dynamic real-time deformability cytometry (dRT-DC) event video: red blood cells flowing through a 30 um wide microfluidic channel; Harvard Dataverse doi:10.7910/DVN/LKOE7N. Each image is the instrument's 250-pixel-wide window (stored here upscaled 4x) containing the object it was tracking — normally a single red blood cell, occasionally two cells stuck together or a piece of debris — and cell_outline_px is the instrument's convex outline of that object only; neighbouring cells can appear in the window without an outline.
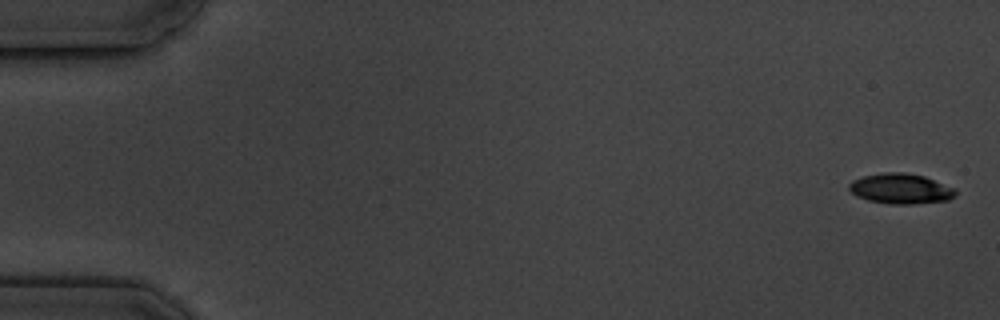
{"species": "common noctule bat (a hibernating species)", "species_latin": "Nyctalus noctula", "temperature_condition": "cold", "stored_images_in_passage": 8, "camera_frame_rate_fps": 3000, "um_per_image_px": 0.085, "animal": {"sex": "male", "body_mass_g": 19.5, "forearm_length_mm": 54.6}, "frame": {"image": 1, "passage_image": 1, "time_ms": 0.0, "image_size_px": [1000, 320], "cell_outline_px": [[956, 196], [948, 200], [912, 204], [888, 204], [868, 200], [856, 196], [848, 188], [848, 184], [852, 180], [864, 176], [884, 172], [904, 172], [924, 176], [956, 188]], "centroid_in_image_um": [76.56, 16.04], "position_along_channel_um": 8.4, "area_um2": 18.9}}
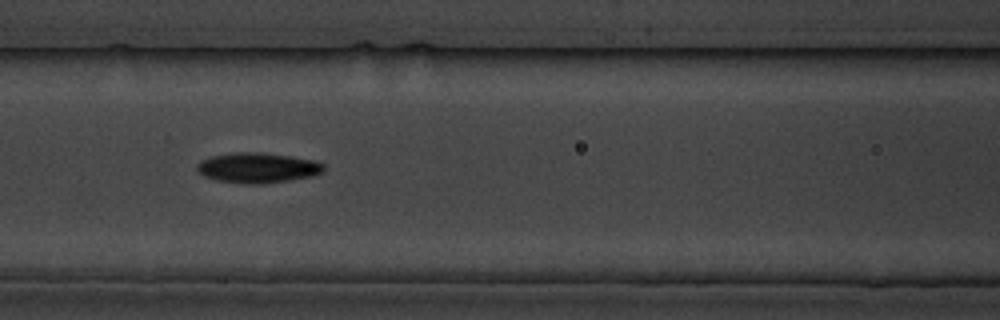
{"frame": {"image": 2, "passage_image": 8, "time_ms": 8.0, "image_size_px": [1000, 320], "cell_outline_px": [[324, 172], [312, 176], [288, 180], [260, 184], [244, 184], [216, 180], [204, 176], [196, 172], [196, 164], [200, 160], [212, 156], [232, 152], [260, 152], [292, 156], [316, 160], [324, 164]], "centroid_in_image_um": [21.88, 14.25], "position_along_channel_um": 144.7, "area_um2": 22.6}}